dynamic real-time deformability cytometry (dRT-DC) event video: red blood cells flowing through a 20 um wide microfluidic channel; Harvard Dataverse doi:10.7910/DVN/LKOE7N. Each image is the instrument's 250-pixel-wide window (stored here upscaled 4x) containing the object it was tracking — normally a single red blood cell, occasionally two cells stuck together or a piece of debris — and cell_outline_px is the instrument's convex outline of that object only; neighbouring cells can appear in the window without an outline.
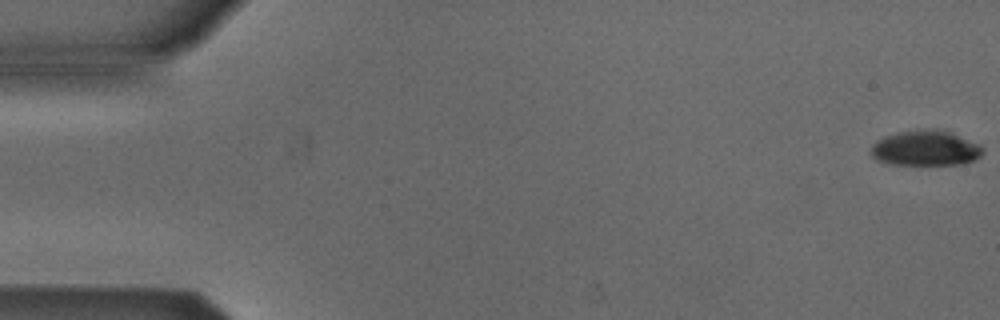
{"species": "Egyptian fruit bat (a non-hibernating species)", "species_latin": "Rousettus aegyptiacus", "temperature_condition": "cold", "stored_images_in_passage": 16, "camera_frame_rate_fps": 3000, "um_per_image_px": 0.085, "animal": {"sex": "male"}, "frame": {"image": 1, "passage_image": 1, "time_ms": 0.0, "image_size_px": [1000, 320], "cell_outline_px": [[984, 152], [976, 160], [960, 164], [892, 164], [876, 160], [872, 156], [872, 144], [876, 140], [884, 136], [896, 132], [920, 128], [936, 128], [948, 132], [976, 144], [984, 148]], "centroid_in_image_um": [78.63, 12.58], "position_along_channel_um": 6.4, "area_um2": 22.95}}